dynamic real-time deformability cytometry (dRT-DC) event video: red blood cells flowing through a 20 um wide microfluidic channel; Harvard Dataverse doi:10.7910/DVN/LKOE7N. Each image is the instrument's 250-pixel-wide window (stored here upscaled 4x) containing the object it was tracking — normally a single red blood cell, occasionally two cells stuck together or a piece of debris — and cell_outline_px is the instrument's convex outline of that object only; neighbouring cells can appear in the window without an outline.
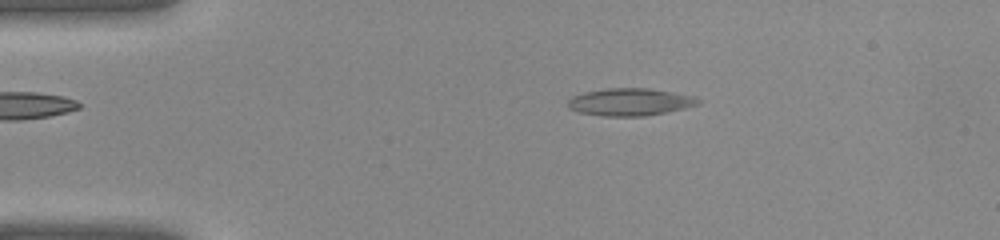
{"species": "common noctule bat (a hibernating species)", "species_latin": "Nyctalus noctula", "temperature_condition": "warm", "stored_images_in_passage": 39, "camera_frame_rate_fps": 3000, "um_per_image_px": 0.085, "animal": {"sex": "female", "body_mass_g": 22.0, "forearm_length_mm": 56.7}, "frame": {"image": 1, "passage_image": 7, "time_ms": 2.0, "image_size_px": [1000, 240], "cell_outline_px": [[700, 104], [684, 108], [644, 116], [600, 116], [580, 112], [568, 108], [568, 100], [572, 96], [584, 92], [604, 88], [648, 88], [692, 96], [700, 100]], "centroid_in_image_um": [53.5, 8.66], "position_along_channel_um": 31.5, "area_um2": 20.63}}
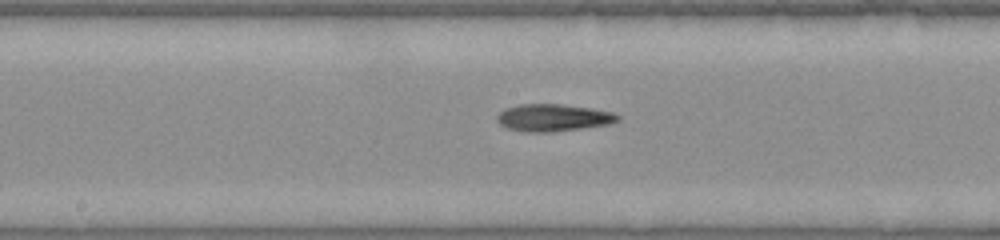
{"frame": {"image": 2, "passage_image": 20, "time_ms": 6.333, "image_size_px": [1000, 240], "cell_outline_px": [[620, 120], [612, 124], [552, 132], [524, 132], [508, 128], [500, 124], [496, 120], [496, 116], [504, 108], [520, 104], [560, 104], [592, 108], [612, 112], [620, 116]], "centroid_in_image_um": [47.03, 10.0], "position_along_channel_um": 201.2, "area_um2": 19.31}}
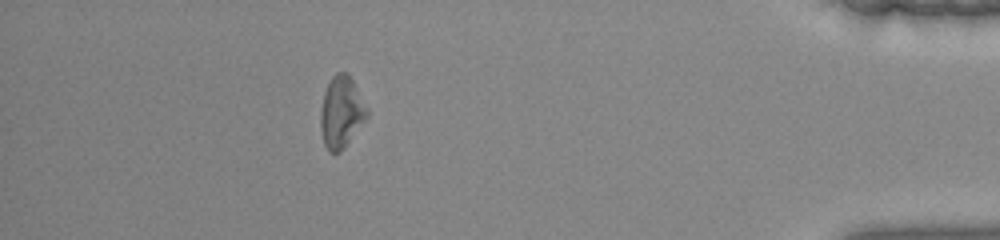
{"frame": {"image": 3, "passage_image": 35, "time_ms": 11.333, "image_size_px": [1000, 240], "cell_outline_px": [[368, 116], [344, 148], [340, 152], [328, 152], [324, 144], [320, 128], [320, 112], [324, 92], [332, 76], [336, 72], [348, 72], [368, 108]], "centroid_in_image_um": [29.01, 9.53], "position_along_channel_um": 406.2, "area_um2": 19.42}}